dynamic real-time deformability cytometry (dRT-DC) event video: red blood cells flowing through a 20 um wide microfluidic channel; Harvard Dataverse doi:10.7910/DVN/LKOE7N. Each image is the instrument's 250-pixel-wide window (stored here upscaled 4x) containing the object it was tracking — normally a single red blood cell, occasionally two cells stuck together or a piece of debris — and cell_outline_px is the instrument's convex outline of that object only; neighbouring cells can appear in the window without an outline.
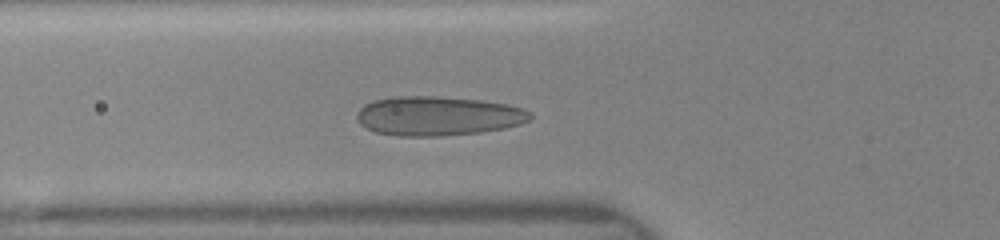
{"species": "human", "species_latin": "Homo sapiens", "temperature_condition": "room temperature", "stored_images_in_passage": 23, "camera_frame_rate_fps": 3000, "um_per_image_px": 0.085, "donor": {"sex": "female"}, "frame": {"image": 1, "passage_image": 12, "time_ms": 4.0, "image_size_px": [1000, 240], "cell_outline_px": [[532, 116], [528, 120], [520, 124], [504, 128], [480, 132], [440, 136], [400, 136], [376, 132], [360, 124], [356, 120], [356, 112], [364, 104], [372, 100], [396, 96], [436, 96], [480, 100], [508, 104], [524, 108], [532, 112]], "centroid_in_image_um": [37.21, 9.85], "position_along_channel_um": 88.6, "area_um2": 39.88}}
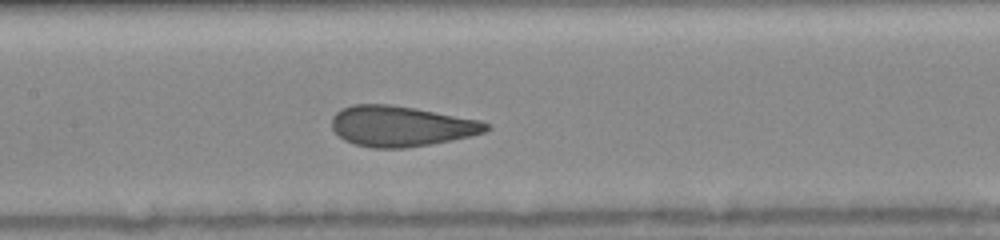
{"frame": {"image": 2, "passage_image": 19, "time_ms": 6.0, "image_size_px": [1000, 240], "cell_outline_px": [[492, 128], [484, 132], [472, 136], [452, 140], [404, 148], [372, 148], [352, 144], [344, 140], [332, 128], [332, 116], [336, 112], [352, 104], [388, 104], [416, 108], [480, 120], [488, 124]], "centroid_in_image_um": [34.09, 10.72], "position_along_channel_um": 173.3, "area_um2": 36.47}}
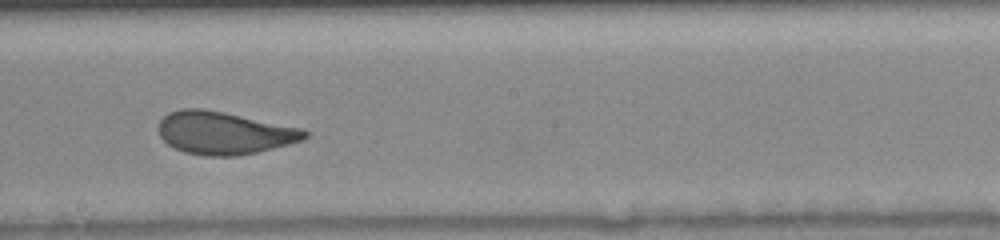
{"frame": {"image": 3, "passage_image": 22, "time_ms": 7.333, "image_size_px": [1000, 240], "cell_outline_px": [[308, 136], [300, 140], [288, 144], [256, 152], [236, 156], [204, 156], [184, 152], [168, 144], [160, 136], [160, 120], [168, 112], [180, 108], [200, 108], [224, 112], [300, 128], [308, 132]], "centroid_in_image_um": [19.01, 11.29], "position_along_channel_um": 229.2, "area_um2": 35.95}}